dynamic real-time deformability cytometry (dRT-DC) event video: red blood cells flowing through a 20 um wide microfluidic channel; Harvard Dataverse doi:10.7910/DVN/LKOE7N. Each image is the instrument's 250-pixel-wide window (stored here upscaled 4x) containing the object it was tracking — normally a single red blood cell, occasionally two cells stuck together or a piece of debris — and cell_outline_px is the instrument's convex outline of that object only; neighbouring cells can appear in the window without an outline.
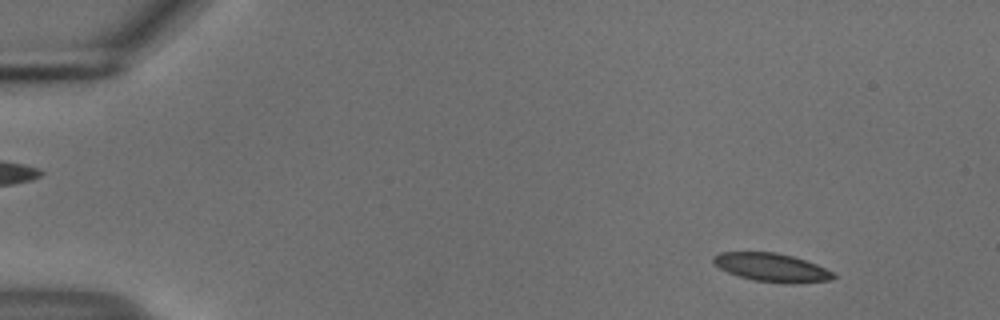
{"species": "common noctule bat (a hibernating species)", "species_latin": "Nyctalus noctula", "temperature_condition": "cold", "stored_images_in_passage": 17, "camera_frame_rate_fps": 3000, "um_per_image_px": 0.085, "animal": {"sex": "male", "body_mass_g": 18.8}, "frame": {"image": 1, "passage_image": 6, "time_ms": 1.667, "image_size_px": [1000, 320], "cell_outline_px": [[836, 276], [828, 280], [796, 284], [788, 284], [756, 280], [740, 276], [728, 272], [720, 268], [712, 260], [712, 256], [720, 252], [776, 252], [792, 256], [816, 264], [832, 272]], "centroid_in_image_um": [65.58, 22.73], "position_along_channel_um": 19.4, "area_um2": 19.65}}
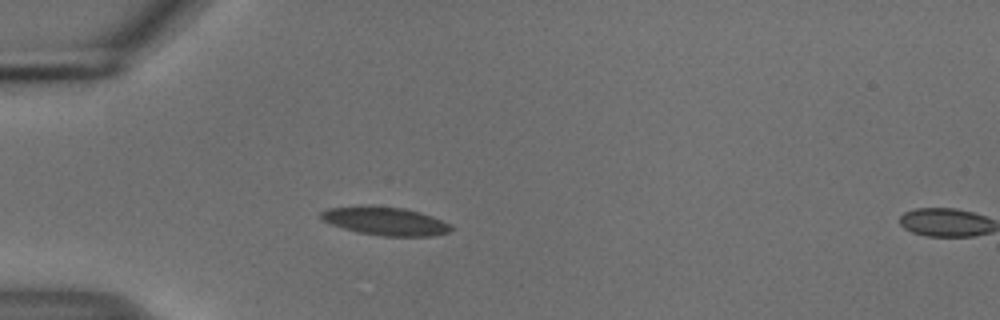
{"frame": {"image": 2, "passage_image": 16, "time_ms": 5.0, "image_size_px": [1000, 320], "cell_outline_px": [[452, 228], [448, 232], [432, 236], [380, 236], [356, 232], [320, 220], [320, 212], [328, 208], [404, 208], [420, 212], [432, 216], [452, 224]], "centroid_in_image_um": [32.8, 18.84], "position_along_channel_um": 52.2, "area_um2": 20.75}}